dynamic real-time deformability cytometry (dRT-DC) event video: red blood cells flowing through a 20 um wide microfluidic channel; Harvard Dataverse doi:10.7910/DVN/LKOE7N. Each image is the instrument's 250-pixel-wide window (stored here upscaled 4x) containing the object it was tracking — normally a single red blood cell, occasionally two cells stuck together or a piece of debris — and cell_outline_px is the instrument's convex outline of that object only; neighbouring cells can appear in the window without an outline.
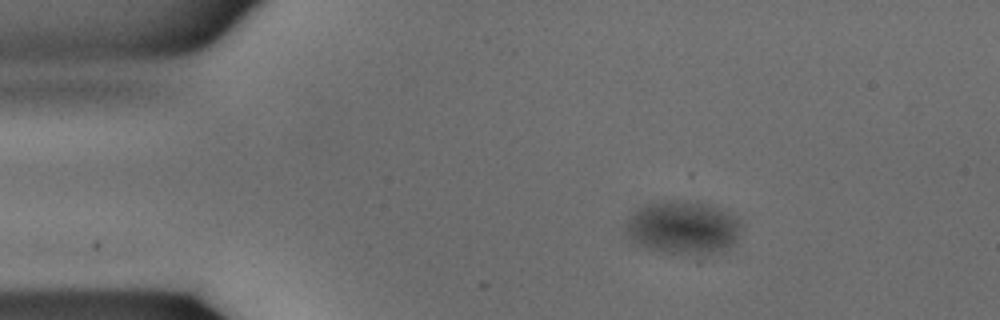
{"species": "common noctule bat (a hibernating species)", "species_latin": "Nyctalus noctula", "temperature_condition": "warm", "stored_images_in_passage": 31, "camera_frame_rate_fps": 3000, "um_per_image_px": 0.085, "animal": {"sex": "male", "body_mass_g": 15.6}, "frame": {"image": 1, "passage_image": 1, "time_ms": 0.0, "image_size_px": [1000, 320], "cell_outline_px": [[740, 228], [736, 240], [724, 252], [672, 252], [648, 248], [632, 240], [624, 224], [628, 216], [636, 208], [648, 204], [664, 200], [696, 200], [736, 216], [740, 224]], "centroid_in_image_um": [58.03, 19.28], "position_along_channel_um": 27.0, "area_um2": 35.2}}
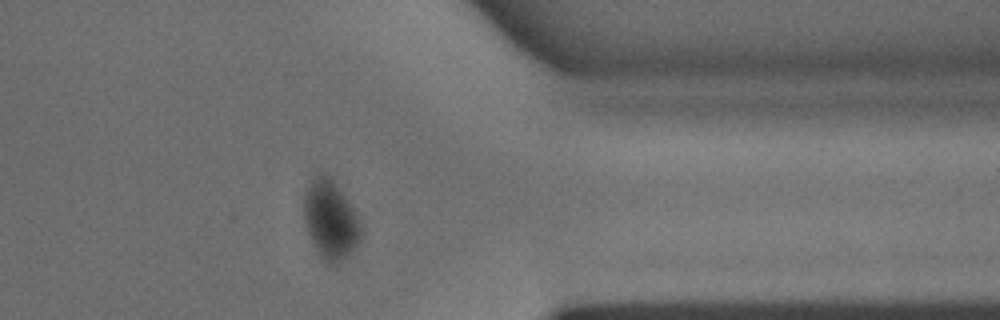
{"frame": {"image": 2, "passage_image": 24, "time_ms": 7.667, "image_size_px": [1000, 320], "cell_outline_px": [[364, 232], [360, 240], [352, 252], [336, 268], [324, 264], [320, 260], [312, 244], [304, 224], [304, 196], [312, 180], [320, 172], [324, 172], [332, 176], [356, 212], [364, 228]], "centroid_in_image_um": [28.12, 18.77], "position_along_channel_um": 383.3, "area_um2": 27.4}}
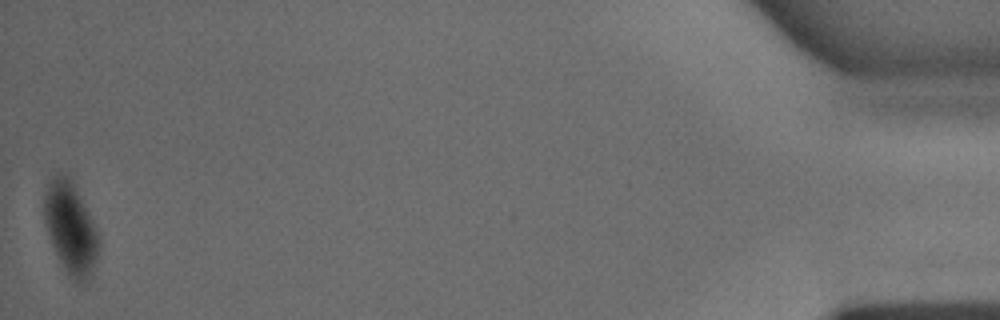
{"frame": {"image": 3, "passage_image": 31, "time_ms": 10.0, "image_size_px": [1000, 320], "cell_outline_px": [[100, 244], [96, 260], [88, 280], [84, 284], [80, 284], [72, 280], [68, 276], [52, 244], [44, 220], [44, 192], [48, 184], [60, 172], [68, 176], [80, 196], [100, 236]], "centroid_in_image_um": [6.01, 19.44], "position_along_channel_um": 429.2, "area_um2": 28.78}}